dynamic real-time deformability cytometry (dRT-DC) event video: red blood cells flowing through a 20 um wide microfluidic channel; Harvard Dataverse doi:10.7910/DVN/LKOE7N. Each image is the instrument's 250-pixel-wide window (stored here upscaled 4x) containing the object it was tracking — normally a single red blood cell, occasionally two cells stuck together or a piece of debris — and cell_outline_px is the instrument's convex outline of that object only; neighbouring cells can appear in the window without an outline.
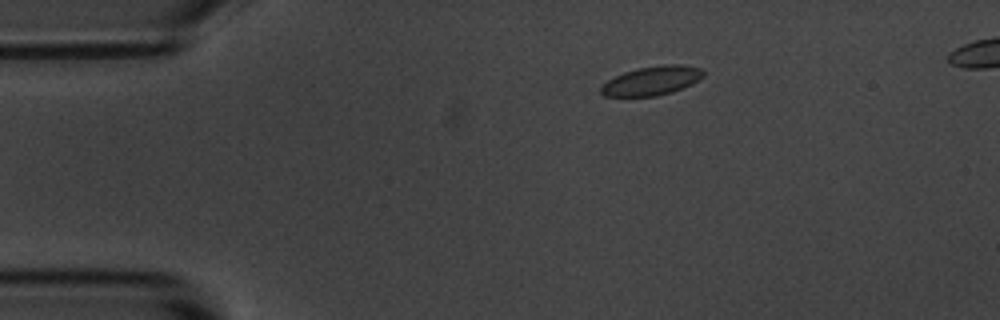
{"species": "common noctule bat (a hibernating species)", "species_latin": "Nyctalus noctula", "temperature_condition": "room temperature", "stored_images_in_passage": 5, "segment_of_instrument_passage": [1, 2], "camera_frame_rate_fps": 3000, "um_per_image_px": 0.085, "animal": {"sex": "male", "body_mass_g": 20.1, "forearm_length_mm": 53.5}, "frame": {"image": 1, "passage_image": 2, "time_ms": 1.333, "image_size_px": [1000, 320], "cell_outline_px": [[704, 76], [692, 84], [672, 92], [656, 96], [604, 96], [600, 92], [600, 88], [608, 80], [624, 72], [636, 68], [664, 64], [680, 64], [700, 68], [704, 72]], "centroid_in_image_um": [55.42, 6.85], "position_along_channel_um": 29.6, "area_um2": 17.28}}